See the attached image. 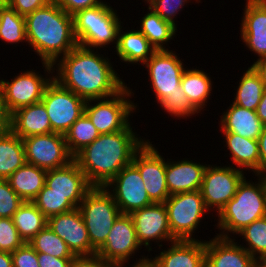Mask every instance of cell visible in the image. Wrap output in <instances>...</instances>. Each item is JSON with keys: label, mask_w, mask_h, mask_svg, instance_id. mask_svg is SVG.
Wrapping results in <instances>:
<instances>
[{"label": "cell", "mask_w": 266, "mask_h": 267, "mask_svg": "<svg viewBox=\"0 0 266 267\" xmlns=\"http://www.w3.org/2000/svg\"><path fill=\"white\" fill-rule=\"evenodd\" d=\"M94 50L77 45L53 65L54 79L86 101L111 97L126 86L109 59Z\"/></svg>", "instance_id": "obj_1"}, {"label": "cell", "mask_w": 266, "mask_h": 267, "mask_svg": "<svg viewBox=\"0 0 266 267\" xmlns=\"http://www.w3.org/2000/svg\"><path fill=\"white\" fill-rule=\"evenodd\" d=\"M132 130L130 124L124 130L100 134L73 157L92 187L106 186L125 166L132 163L135 153L147 141L137 137L139 134Z\"/></svg>", "instance_id": "obj_2"}, {"label": "cell", "mask_w": 266, "mask_h": 267, "mask_svg": "<svg viewBox=\"0 0 266 267\" xmlns=\"http://www.w3.org/2000/svg\"><path fill=\"white\" fill-rule=\"evenodd\" d=\"M27 44L42 60L47 76L53 65L77 44L73 15L67 14L55 1L25 16Z\"/></svg>", "instance_id": "obj_3"}, {"label": "cell", "mask_w": 266, "mask_h": 267, "mask_svg": "<svg viewBox=\"0 0 266 267\" xmlns=\"http://www.w3.org/2000/svg\"><path fill=\"white\" fill-rule=\"evenodd\" d=\"M255 176L259 178L255 184L246 180V176L243 178L234 197L217 215L216 226L221 230L218 237L230 238L231 233L237 235L253 221L266 216V176Z\"/></svg>", "instance_id": "obj_4"}, {"label": "cell", "mask_w": 266, "mask_h": 267, "mask_svg": "<svg viewBox=\"0 0 266 267\" xmlns=\"http://www.w3.org/2000/svg\"><path fill=\"white\" fill-rule=\"evenodd\" d=\"M106 2L77 11L73 15L74 35L79 46L93 49L105 48L110 43L116 47L120 18ZM107 45V46H106Z\"/></svg>", "instance_id": "obj_5"}, {"label": "cell", "mask_w": 266, "mask_h": 267, "mask_svg": "<svg viewBox=\"0 0 266 267\" xmlns=\"http://www.w3.org/2000/svg\"><path fill=\"white\" fill-rule=\"evenodd\" d=\"M87 228L91 246L98 251L117 217L121 214L110 191L104 187H92L78 206Z\"/></svg>", "instance_id": "obj_6"}, {"label": "cell", "mask_w": 266, "mask_h": 267, "mask_svg": "<svg viewBox=\"0 0 266 267\" xmlns=\"http://www.w3.org/2000/svg\"><path fill=\"white\" fill-rule=\"evenodd\" d=\"M132 94H134L132 89L126 85L120 92L111 97L86 101L84 113L99 134L115 133L130 125L129 116L131 112H135L138 106L129 99Z\"/></svg>", "instance_id": "obj_7"}, {"label": "cell", "mask_w": 266, "mask_h": 267, "mask_svg": "<svg viewBox=\"0 0 266 267\" xmlns=\"http://www.w3.org/2000/svg\"><path fill=\"white\" fill-rule=\"evenodd\" d=\"M169 226L176 240H195L192 236L207 209L200 190L170 195L164 202ZM206 212V213H205Z\"/></svg>", "instance_id": "obj_8"}, {"label": "cell", "mask_w": 266, "mask_h": 267, "mask_svg": "<svg viewBox=\"0 0 266 267\" xmlns=\"http://www.w3.org/2000/svg\"><path fill=\"white\" fill-rule=\"evenodd\" d=\"M41 101L51 122V133L65 135L85 111L86 100L63 87L54 78L46 87Z\"/></svg>", "instance_id": "obj_9"}, {"label": "cell", "mask_w": 266, "mask_h": 267, "mask_svg": "<svg viewBox=\"0 0 266 267\" xmlns=\"http://www.w3.org/2000/svg\"><path fill=\"white\" fill-rule=\"evenodd\" d=\"M244 177V171L234 166L207 165L200 188L207 209L216 210L218 215L234 197Z\"/></svg>", "instance_id": "obj_10"}, {"label": "cell", "mask_w": 266, "mask_h": 267, "mask_svg": "<svg viewBox=\"0 0 266 267\" xmlns=\"http://www.w3.org/2000/svg\"><path fill=\"white\" fill-rule=\"evenodd\" d=\"M143 65L148 70L156 101L161 103L170 93L181 92L182 74L186 67L172 50L156 51Z\"/></svg>", "instance_id": "obj_11"}, {"label": "cell", "mask_w": 266, "mask_h": 267, "mask_svg": "<svg viewBox=\"0 0 266 267\" xmlns=\"http://www.w3.org/2000/svg\"><path fill=\"white\" fill-rule=\"evenodd\" d=\"M26 163L45 170L57 169L73 161L65 135L52 132L23 138Z\"/></svg>", "instance_id": "obj_12"}, {"label": "cell", "mask_w": 266, "mask_h": 267, "mask_svg": "<svg viewBox=\"0 0 266 267\" xmlns=\"http://www.w3.org/2000/svg\"><path fill=\"white\" fill-rule=\"evenodd\" d=\"M135 225L130 214H120L115 220L104 245L96 252L105 262L114 267H124L129 264L131 256L140 247Z\"/></svg>", "instance_id": "obj_13"}, {"label": "cell", "mask_w": 266, "mask_h": 267, "mask_svg": "<svg viewBox=\"0 0 266 267\" xmlns=\"http://www.w3.org/2000/svg\"><path fill=\"white\" fill-rule=\"evenodd\" d=\"M104 188L108 191L112 189L110 194L122 214H131L153 204L133 163L125 166Z\"/></svg>", "instance_id": "obj_14"}, {"label": "cell", "mask_w": 266, "mask_h": 267, "mask_svg": "<svg viewBox=\"0 0 266 267\" xmlns=\"http://www.w3.org/2000/svg\"><path fill=\"white\" fill-rule=\"evenodd\" d=\"M132 163L138 168L145 189L153 203H164L169 195L166 183V160L147 140L135 153Z\"/></svg>", "instance_id": "obj_15"}, {"label": "cell", "mask_w": 266, "mask_h": 267, "mask_svg": "<svg viewBox=\"0 0 266 267\" xmlns=\"http://www.w3.org/2000/svg\"><path fill=\"white\" fill-rule=\"evenodd\" d=\"M54 76L40 75L36 70H27L15 76L10 82L0 80V93L9 111L40 102L44 91Z\"/></svg>", "instance_id": "obj_16"}, {"label": "cell", "mask_w": 266, "mask_h": 267, "mask_svg": "<svg viewBox=\"0 0 266 267\" xmlns=\"http://www.w3.org/2000/svg\"><path fill=\"white\" fill-rule=\"evenodd\" d=\"M135 225L136 236L140 245L152 251L150 242L169 241L176 239L172 236L169 226L167 209L164 203H153L130 214Z\"/></svg>", "instance_id": "obj_17"}, {"label": "cell", "mask_w": 266, "mask_h": 267, "mask_svg": "<svg viewBox=\"0 0 266 267\" xmlns=\"http://www.w3.org/2000/svg\"><path fill=\"white\" fill-rule=\"evenodd\" d=\"M47 225L65 241L75 256L96 254L97 251L91 246L87 228L78 208L49 217Z\"/></svg>", "instance_id": "obj_18"}, {"label": "cell", "mask_w": 266, "mask_h": 267, "mask_svg": "<svg viewBox=\"0 0 266 267\" xmlns=\"http://www.w3.org/2000/svg\"><path fill=\"white\" fill-rule=\"evenodd\" d=\"M45 185L50 188V192L65 195L76 208L92 188L74 160L64 167L47 170Z\"/></svg>", "instance_id": "obj_19"}, {"label": "cell", "mask_w": 266, "mask_h": 267, "mask_svg": "<svg viewBox=\"0 0 266 267\" xmlns=\"http://www.w3.org/2000/svg\"><path fill=\"white\" fill-rule=\"evenodd\" d=\"M240 35L250 51L266 57V0H246Z\"/></svg>", "instance_id": "obj_20"}, {"label": "cell", "mask_w": 266, "mask_h": 267, "mask_svg": "<svg viewBox=\"0 0 266 267\" xmlns=\"http://www.w3.org/2000/svg\"><path fill=\"white\" fill-rule=\"evenodd\" d=\"M234 241L218 236L205 241V267H252L255 258Z\"/></svg>", "instance_id": "obj_21"}, {"label": "cell", "mask_w": 266, "mask_h": 267, "mask_svg": "<svg viewBox=\"0 0 266 267\" xmlns=\"http://www.w3.org/2000/svg\"><path fill=\"white\" fill-rule=\"evenodd\" d=\"M150 260L157 267H205V240H175Z\"/></svg>", "instance_id": "obj_22"}, {"label": "cell", "mask_w": 266, "mask_h": 267, "mask_svg": "<svg viewBox=\"0 0 266 267\" xmlns=\"http://www.w3.org/2000/svg\"><path fill=\"white\" fill-rule=\"evenodd\" d=\"M206 166L189 159L167 160L165 175L169 195L200 190Z\"/></svg>", "instance_id": "obj_23"}, {"label": "cell", "mask_w": 266, "mask_h": 267, "mask_svg": "<svg viewBox=\"0 0 266 267\" xmlns=\"http://www.w3.org/2000/svg\"><path fill=\"white\" fill-rule=\"evenodd\" d=\"M11 131L21 139L51 133V122L42 101L12 113Z\"/></svg>", "instance_id": "obj_24"}, {"label": "cell", "mask_w": 266, "mask_h": 267, "mask_svg": "<svg viewBox=\"0 0 266 267\" xmlns=\"http://www.w3.org/2000/svg\"><path fill=\"white\" fill-rule=\"evenodd\" d=\"M230 105L226 112L220 116L221 131L258 140L264 124L258 118L256 111L245 109L234 103Z\"/></svg>", "instance_id": "obj_25"}, {"label": "cell", "mask_w": 266, "mask_h": 267, "mask_svg": "<svg viewBox=\"0 0 266 267\" xmlns=\"http://www.w3.org/2000/svg\"><path fill=\"white\" fill-rule=\"evenodd\" d=\"M114 49L122 60L121 62L126 64L143 65L156 52V49L139 30L132 29V31L123 32L122 26L119 28L117 45Z\"/></svg>", "instance_id": "obj_26"}, {"label": "cell", "mask_w": 266, "mask_h": 267, "mask_svg": "<svg viewBox=\"0 0 266 267\" xmlns=\"http://www.w3.org/2000/svg\"><path fill=\"white\" fill-rule=\"evenodd\" d=\"M223 135L226 142L225 146L232 154L234 167L237 165L238 169L242 171L251 170L255 175H259L258 140L241 137L230 132H223Z\"/></svg>", "instance_id": "obj_27"}, {"label": "cell", "mask_w": 266, "mask_h": 267, "mask_svg": "<svg viewBox=\"0 0 266 267\" xmlns=\"http://www.w3.org/2000/svg\"><path fill=\"white\" fill-rule=\"evenodd\" d=\"M47 170L25 163L7 181L23 201L32 202L45 185Z\"/></svg>", "instance_id": "obj_28"}, {"label": "cell", "mask_w": 266, "mask_h": 267, "mask_svg": "<svg viewBox=\"0 0 266 267\" xmlns=\"http://www.w3.org/2000/svg\"><path fill=\"white\" fill-rule=\"evenodd\" d=\"M211 77L199 69H185L182 74L181 88L192 106L199 112L208 102L212 91Z\"/></svg>", "instance_id": "obj_29"}, {"label": "cell", "mask_w": 266, "mask_h": 267, "mask_svg": "<svg viewBox=\"0 0 266 267\" xmlns=\"http://www.w3.org/2000/svg\"><path fill=\"white\" fill-rule=\"evenodd\" d=\"M25 163L23 140L12 131L0 134V179H7Z\"/></svg>", "instance_id": "obj_30"}, {"label": "cell", "mask_w": 266, "mask_h": 267, "mask_svg": "<svg viewBox=\"0 0 266 267\" xmlns=\"http://www.w3.org/2000/svg\"><path fill=\"white\" fill-rule=\"evenodd\" d=\"M148 13L140 19L141 25L139 31L148 39L150 44L159 50L166 49L164 44L170 42L176 36L177 27L170 22L163 20L157 13L148 7Z\"/></svg>", "instance_id": "obj_31"}, {"label": "cell", "mask_w": 266, "mask_h": 267, "mask_svg": "<svg viewBox=\"0 0 266 267\" xmlns=\"http://www.w3.org/2000/svg\"><path fill=\"white\" fill-rule=\"evenodd\" d=\"M12 219L19 236L25 243H28L48 224V218L30 201H24Z\"/></svg>", "instance_id": "obj_32"}, {"label": "cell", "mask_w": 266, "mask_h": 267, "mask_svg": "<svg viewBox=\"0 0 266 267\" xmlns=\"http://www.w3.org/2000/svg\"><path fill=\"white\" fill-rule=\"evenodd\" d=\"M240 78L239 86L232 103L245 109L256 111V108L261 101L265 86L259 75L251 66Z\"/></svg>", "instance_id": "obj_33"}, {"label": "cell", "mask_w": 266, "mask_h": 267, "mask_svg": "<svg viewBox=\"0 0 266 267\" xmlns=\"http://www.w3.org/2000/svg\"><path fill=\"white\" fill-rule=\"evenodd\" d=\"M99 132L88 116L82 114L65 134V141L70 154L74 157L83 148L99 137Z\"/></svg>", "instance_id": "obj_34"}, {"label": "cell", "mask_w": 266, "mask_h": 267, "mask_svg": "<svg viewBox=\"0 0 266 267\" xmlns=\"http://www.w3.org/2000/svg\"><path fill=\"white\" fill-rule=\"evenodd\" d=\"M0 39L10 44L27 42L25 16L18 14L2 0Z\"/></svg>", "instance_id": "obj_35"}, {"label": "cell", "mask_w": 266, "mask_h": 267, "mask_svg": "<svg viewBox=\"0 0 266 267\" xmlns=\"http://www.w3.org/2000/svg\"><path fill=\"white\" fill-rule=\"evenodd\" d=\"M36 252L50 254L56 258H74L68 245L47 225L38 232L29 242Z\"/></svg>", "instance_id": "obj_36"}, {"label": "cell", "mask_w": 266, "mask_h": 267, "mask_svg": "<svg viewBox=\"0 0 266 267\" xmlns=\"http://www.w3.org/2000/svg\"><path fill=\"white\" fill-rule=\"evenodd\" d=\"M237 235L243 236L248 246L242 247L255 259H266V216L253 221Z\"/></svg>", "instance_id": "obj_37"}, {"label": "cell", "mask_w": 266, "mask_h": 267, "mask_svg": "<svg viewBox=\"0 0 266 267\" xmlns=\"http://www.w3.org/2000/svg\"><path fill=\"white\" fill-rule=\"evenodd\" d=\"M32 202L47 218L72 211L76 208L65 195L50 192V188L46 185H44Z\"/></svg>", "instance_id": "obj_38"}, {"label": "cell", "mask_w": 266, "mask_h": 267, "mask_svg": "<svg viewBox=\"0 0 266 267\" xmlns=\"http://www.w3.org/2000/svg\"><path fill=\"white\" fill-rule=\"evenodd\" d=\"M161 108H163L170 116H175L178 118H187L198 112L190 103L185 93L173 92L170 93L161 103Z\"/></svg>", "instance_id": "obj_39"}, {"label": "cell", "mask_w": 266, "mask_h": 267, "mask_svg": "<svg viewBox=\"0 0 266 267\" xmlns=\"http://www.w3.org/2000/svg\"><path fill=\"white\" fill-rule=\"evenodd\" d=\"M23 202L7 179H0V218H12Z\"/></svg>", "instance_id": "obj_40"}, {"label": "cell", "mask_w": 266, "mask_h": 267, "mask_svg": "<svg viewBox=\"0 0 266 267\" xmlns=\"http://www.w3.org/2000/svg\"><path fill=\"white\" fill-rule=\"evenodd\" d=\"M25 242L19 236L12 218H0V251L14 252Z\"/></svg>", "instance_id": "obj_41"}, {"label": "cell", "mask_w": 266, "mask_h": 267, "mask_svg": "<svg viewBox=\"0 0 266 267\" xmlns=\"http://www.w3.org/2000/svg\"><path fill=\"white\" fill-rule=\"evenodd\" d=\"M199 0H196L198 3ZM148 7L157 13L163 20L170 22L176 27L174 18L179 14L185 3L189 0H145Z\"/></svg>", "instance_id": "obj_42"}, {"label": "cell", "mask_w": 266, "mask_h": 267, "mask_svg": "<svg viewBox=\"0 0 266 267\" xmlns=\"http://www.w3.org/2000/svg\"><path fill=\"white\" fill-rule=\"evenodd\" d=\"M11 255L13 267H39L38 254L29 243H24Z\"/></svg>", "instance_id": "obj_43"}, {"label": "cell", "mask_w": 266, "mask_h": 267, "mask_svg": "<svg viewBox=\"0 0 266 267\" xmlns=\"http://www.w3.org/2000/svg\"><path fill=\"white\" fill-rule=\"evenodd\" d=\"M6 4L18 14L26 16L33 11L40 9L54 0H5Z\"/></svg>", "instance_id": "obj_44"}, {"label": "cell", "mask_w": 266, "mask_h": 267, "mask_svg": "<svg viewBox=\"0 0 266 267\" xmlns=\"http://www.w3.org/2000/svg\"><path fill=\"white\" fill-rule=\"evenodd\" d=\"M67 14L74 15L77 11L91 8L104 3L101 0H54Z\"/></svg>", "instance_id": "obj_45"}, {"label": "cell", "mask_w": 266, "mask_h": 267, "mask_svg": "<svg viewBox=\"0 0 266 267\" xmlns=\"http://www.w3.org/2000/svg\"><path fill=\"white\" fill-rule=\"evenodd\" d=\"M69 267H114L105 262L98 254L89 256H75Z\"/></svg>", "instance_id": "obj_46"}, {"label": "cell", "mask_w": 266, "mask_h": 267, "mask_svg": "<svg viewBox=\"0 0 266 267\" xmlns=\"http://www.w3.org/2000/svg\"><path fill=\"white\" fill-rule=\"evenodd\" d=\"M39 267H69L72 258H56L50 254L37 252Z\"/></svg>", "instance_id": "obj_47"}, {"label": "cell", "mask_w": 266, "mask_h": 267, "mask_svg": "<svg viewBox=\"0 0 266 267\" xmlns=\"http://www.w3.org/2000/svg\"><path fill=\"white\" fill-rule=\"evenodd\" d=\"M12 113L9 111L0 93V134L11 131Z\"/></svg>", "instance_id": "obj_48"}, {"label": "cell", "mask_w": 266, "mask_h": 267, "mask_svg": "<svg viewBox=\"0 0 266 267\" xmlns=\"http://www.w3.org/2000/svg\"><path fill=\"white\" fill-rule=\"evenodd\" d=\"M259 146V174H266V125L258 138Z\"/></svg>", "instance_id": "obj_49"}, {"label": "cell", "mask_w": 266, "mask_h": 267, "mask_svg": "<svg viewBox=\"0 0 266 267\" xmlns=\"http://www.w3.org/2000/svg\"><path fill=\"white\" fill-rule=\"evenodd\" d=\"M253 70L259 75L262 83L266 88V57L257 59L252 65Z\"/></svg>", "instance_id": "obj_50"}, {"label": "cell", "mask_w": 266, "mask_h": 267, "mask_svg": "<svg viewBox=\"0 0 266 267\" xmlns=\"http://www.w3.org/2000/svg\"><path fill=\"white\" fill-rule=\"evenodd\" d=\"M256 114L260 121L266 125V88L264 89L261 101L256 108Z\"/></svg>", "instance_id": "obj_51"}, {"label": "cell", "mask_w": 266, "mask_h": 267, "mask_svg": "<svg viewBox=\"0 0 266 267\" xmlns=\"http://www.w3.org/2000/svg\"><path fill=\"white\" fill-rule=\"evenodd\" d=\"M0 267H13L11 253L0 251Z\"/></svg>", "instance_id": "obj_52"}, {"label": "cell", "mask_w": 266, "mask_h": 267, "mask_svg": "<svg viewBox=\"0 0 266 267\" xmlns=\"http://www.w3.org/2000/svg\"><path fill=\"white\" fill-rule=\"evenodd\" d=\"M142 258H139L137 263L135 262L132 264V267H157L149 258L148 256H141ZM127 267V266H126Z\"/></svg>", "instance_id": "obj_53"}, {"label": "cell", "mask_w": 266, "mask_h": 267, "mask_svg": "<svg viewBox=\"0 0 266 267\" xmlns=\"http://www.w3.org/2000/svg\"><path fill=\"white\" fill-rule=\"evenodd\" d=\"M252 267H266V259H255Z\"/></svg>", "instance_id": "obj_54"}, {"label": "cell", "mask_w": 266, "mask_h": 267, "mask_svg": "<svg viewBox=\"0 0 266 267\" xmlns=\"http://www.w3.org/2000/svg\"><path fill=\"white\" fill-rule=\"evenodd\" d=\"M1 17H2V1L0 2V23H1Z\"/></svg>", "instance_id": "obj_55"}]
</instances>
